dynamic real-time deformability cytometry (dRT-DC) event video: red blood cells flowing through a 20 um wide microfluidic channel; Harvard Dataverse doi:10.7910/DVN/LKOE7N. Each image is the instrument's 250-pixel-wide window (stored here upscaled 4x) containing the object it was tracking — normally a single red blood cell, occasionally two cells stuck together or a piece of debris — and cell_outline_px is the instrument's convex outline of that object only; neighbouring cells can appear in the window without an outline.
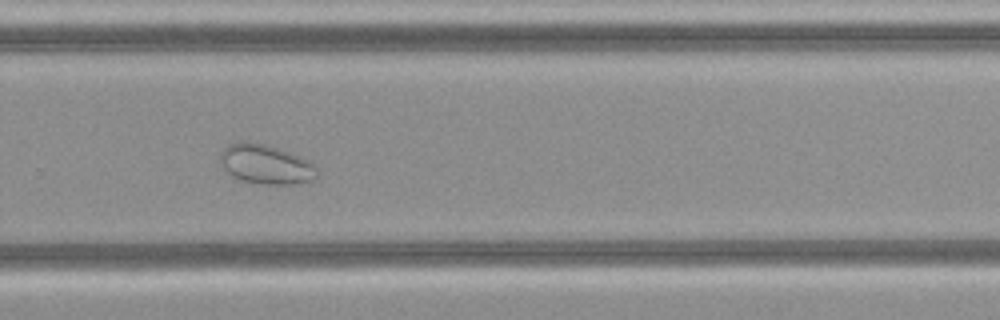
{"species": "common noctule bat (a hibernating species)", "species_latin": "Nyctalus noctula", "temperature_condition": "cold", "stored_images_in_passage": 30, "camera_frame_rate_fps": 3000, "um_per_image_px": 0.085, "animal": {"sex": "female", "body_mass_g": 21.9}, "frame": {"image": 1, "passage_image": 18, "time_ms": 5.667, "image_size_px": [1000, 320], "cell_outline_px": [[316, 176], [312, 180], [296, 184], [260, 184], [240, 180], [232, 176], [220, 164], [220, 152], [228, 144], [240, 140], [248, 140], [280, 148], [316, 164]], "centroid_in_image_um": [22.56, 13.95], "position_along_channel_um": 307.2, "area_um2": 22.54}}
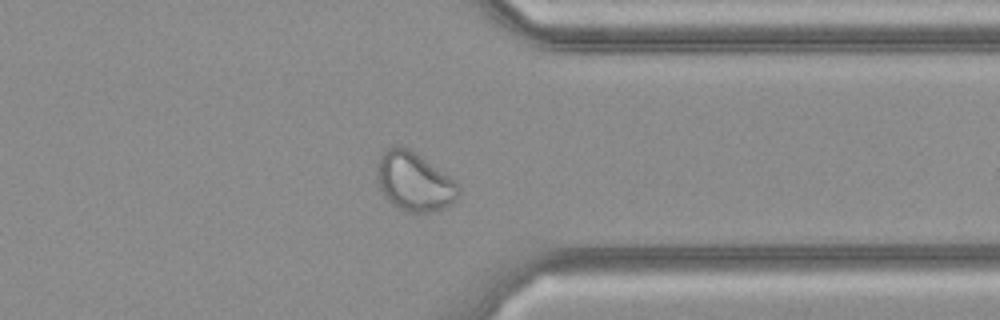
{"frame": {"image": 2, "passage_image": 22, "time_ms": 7.0, "image_size_px": [1000, 320], "cell_outline_px": [[460, 192], [456, 200], [448, 208], [428, 212], [408, 212], [392, 204], [388, 200], [380, 188], [376, 180], [376, 164], [380, 156], [392, 144], [396, 144], [408, 148], [420, 156], [448, 176], [460, 188]], "centroid_in_image_um": [35.18, 15.44], "position_along_channel_um": 376.2, "area_um2": 27.86}}